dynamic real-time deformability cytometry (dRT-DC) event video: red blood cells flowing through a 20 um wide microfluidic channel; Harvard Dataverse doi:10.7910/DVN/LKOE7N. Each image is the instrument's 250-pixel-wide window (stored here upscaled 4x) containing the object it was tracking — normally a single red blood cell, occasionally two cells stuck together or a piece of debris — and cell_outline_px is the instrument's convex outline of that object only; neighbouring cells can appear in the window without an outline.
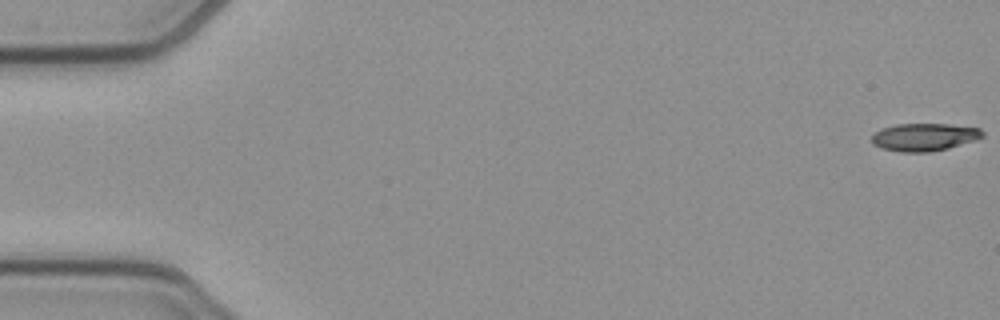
{"species": "common noctule bat (a hibernating species)", "species_latin": "Nyctalus noctula", "temperature_condition": "cold", "stored_images_in_passage": 53, "camera_frame_rate_fps": 3000, "um_per_image_px": 0.085, "animal": {"sex": "female", "body_mass_g": 21.9}, "frame": {"image": 1, "passage_image": 1, "time_ms": 0.0, "image_size_px": [1000, 320], "cell_outline_px": [[984, 136], [976, 140], [948, 148], [928, 152], [900, 152], [880, 148], [872, 144], [872, 136], [880, 128], [896, 124], [948, 124], [980, 128], [984, 132]], "centroid_in_image_um": [78.55, 11.65], "position_along_channel_um": 6.4, "area_um2": 17.98}}
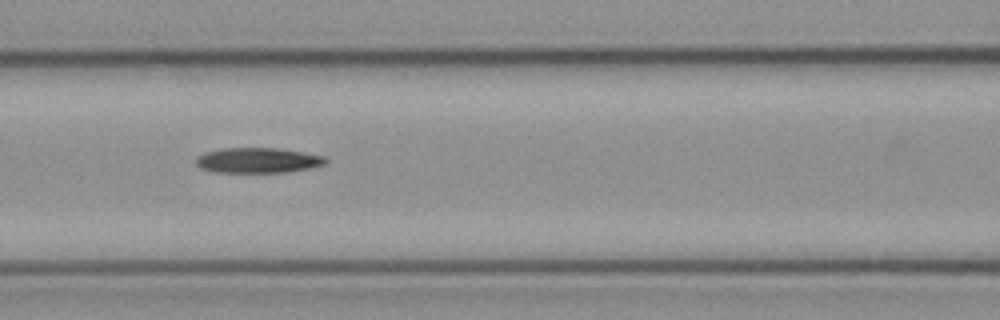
{"frame": {"image": 2, "passage_image": 23, "time_ms": 7.333, "image_size_px": [1000, 320], "cell_outline_px": [[328, 160], [324, 164], [308, 168], [288, 172], [212, 172], [200, 168], [196, 164], [196, 156], [208, 152], [224, 148], [276, 148], [304, 152], [324, 156]], "centroid_in_image_um": [21.9, 13.63], "position_along_channel_um": 144.7, "area_um2": 18.96}}
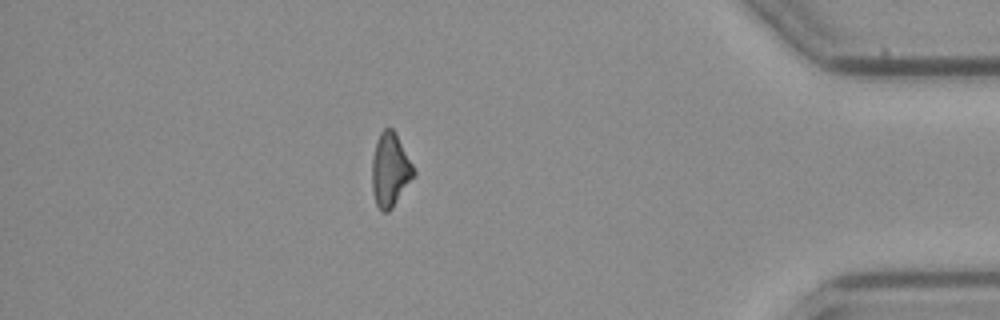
{"frame": {"image": 3, "passage_image": 46, "time_ms": 15.0, "image_size_px": [1000, 320], "cell_outline_px": [[416, 172], [392, 208], [388, 212], [380, 212], [376, 204], [372, 192], [372, 156], [376, 140], [380, 132], [384, 128], [392, 128], [396, 132]], "centroid_in_image_um": [33.13, 14.43], "position_along_channel_um": 402.1, "area_um2": 17.92}, "authors_computed_cell_mechanics": {"area_um2": 18.6694, "velocity_mm_per_s": 3.9183, "shape_relaxation_time_tau1_ms": 11.0611, "shape_relaxation_time_tau2_ms": null, "deformation_change_tau1": 0.2535, "deformation_change_tau2": null}}